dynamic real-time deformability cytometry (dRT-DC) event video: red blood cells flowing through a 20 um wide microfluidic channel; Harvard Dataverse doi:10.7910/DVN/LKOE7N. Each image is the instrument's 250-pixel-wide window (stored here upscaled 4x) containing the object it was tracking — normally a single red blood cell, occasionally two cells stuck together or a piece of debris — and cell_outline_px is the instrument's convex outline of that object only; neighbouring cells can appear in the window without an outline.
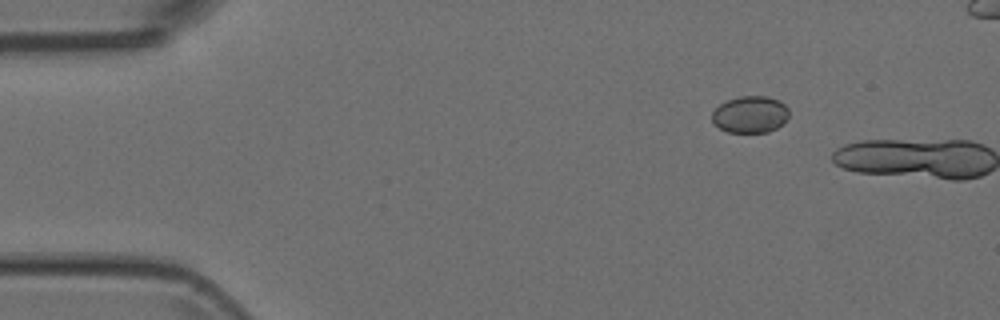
{"species": "Egyptian fruit bat (a non-hibernating species)", "species_latin": "Rousettus aegyptiacus", "temperature_condition": "room temperature", "stored_images_in_passage": 2, "camera_frame_rate_fps": 3000, "um_per_image_px": 0.085, "animal": {"sex": "female"}, "frame": {"image": 1, "passage_image": 1, "time_ms": 0.0, "image_size_px": [1000, 320], "cell_outline_px": [[788, 116], [776, 128], [768, 132], [728, 132], [712, 124], [712, 112], [720, 104], [728, 100], [740, 96], [768, 96], [780, 100], [788, 108]], "centroid_in_image_um": [63.75, 9.72], "position_along_channel_um": 21.3, "area_um2": 16.47}}